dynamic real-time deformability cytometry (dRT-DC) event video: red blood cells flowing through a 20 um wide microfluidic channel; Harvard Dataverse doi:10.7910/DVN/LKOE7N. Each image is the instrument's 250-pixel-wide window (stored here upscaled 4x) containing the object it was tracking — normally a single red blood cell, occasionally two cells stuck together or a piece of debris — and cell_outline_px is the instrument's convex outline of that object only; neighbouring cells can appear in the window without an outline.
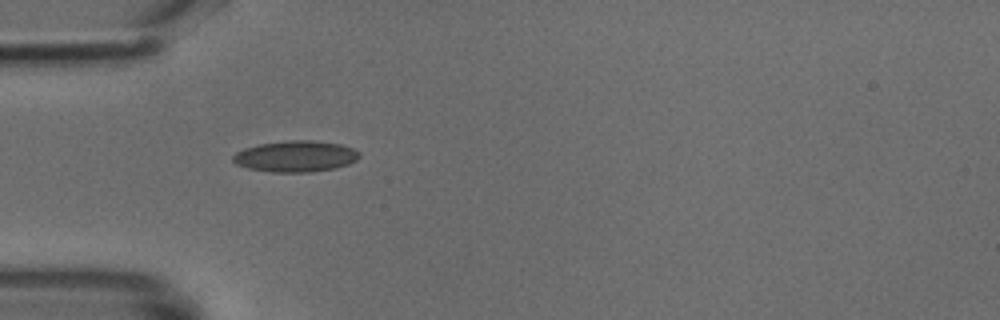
{"species": "common noctule bat (a hibernating species)", "species_latin": "Nyctalus noctula", "temperature_condition": "cold", "stored_images_in_passage": 35, "camera_frame_rate_fps": 3000, "um_per_image_px": 0.085, "animal": {"sex": "male", "body_mass_g": 18.8}, "frame": {"image": 1, "passage_image": 1, "time_ms": 0.0, "image_size_px": [1000, 320], "cell_outline_px": [[360, 156], [356, 160], [348, 164], [336, 168], [312, 172], [272, 172], [248, 168], [236, 164], [232, 160], [232, 156], [236, 152], [244, 148], [260, 144], [288, 140], [312, 140], [340, 144], [352, 148], [360, 152]], "centroid_in_image_um": [25.13, 13.29], "position_along_channel_um": 59.9, "area_um2": 23.0}}
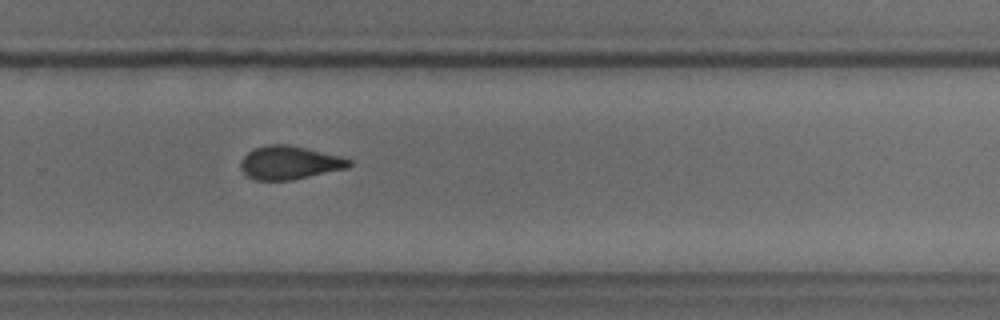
{"frame": {"image": 2, "passage_image": 19, "time_ms": 6.0, "image_size_px": [1000, 320], "cell_outline_px": [[352, 164], [348, 168], [292, 180], [256, 180], [248, 176], [240, 168], [240, 160], [248, 152], [256, 148], [268, 144], [288, 144], [340, 156], [352, 160]], "centroid_in_image_um": [24.61, 13.83], "position_along_channel_um": 305.2, "area_um2": 21.04}}
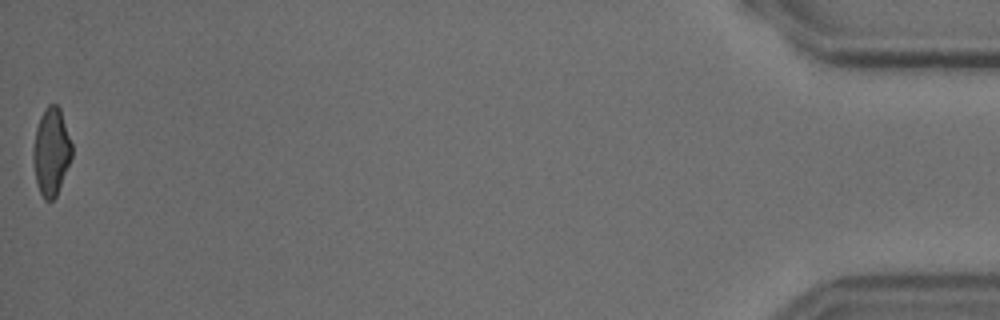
{"frame": {"image": 3, "passage_image": 35, "time_ms": 11.333, "image_size_px": [1000, 320], "cell_outline_px": [[72, 156], [56, 196], [52, 200], [44, 200], [40, 192], [36, 180], [32, 160], [32, 152], [36, 128], [40, 116], [44, 108], [48, 104], [56, 104], [60, 108], [72, 144]], "centroid_in_image_um": [4.34, 12.87], "position_along_channel_um": 430.9, "area_um2": 19.71}}